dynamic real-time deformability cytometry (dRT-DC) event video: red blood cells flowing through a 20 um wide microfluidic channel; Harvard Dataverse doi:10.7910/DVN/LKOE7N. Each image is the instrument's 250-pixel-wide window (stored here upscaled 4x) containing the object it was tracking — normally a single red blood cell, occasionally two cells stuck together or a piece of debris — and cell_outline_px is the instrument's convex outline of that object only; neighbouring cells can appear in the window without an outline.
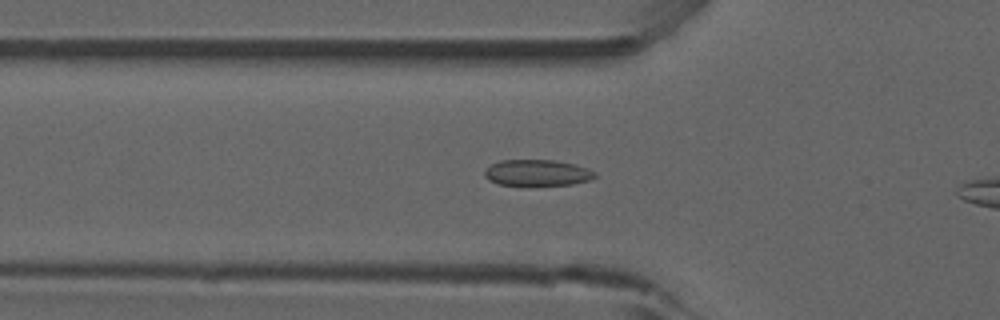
{"species": "common noctule bat (a hibernating species)", "species_latin": "Nyctalus noctula", "temperature_condition": "room temperature", "stored_images_in_passage": 13, "camera_frame_rate_fps": 3000, "um_per_image_px": 0.085, "animal": {"sex": "male", "forearm_length_mm": 52.5}, "frame": {"image": 1, "passage_image": 11, "time_ms": 3.333, "image_size_px": [1000, 320], "cell_outline_px": [[596, 176], [592, 180], [572, 184], [524, 188], [500, 184], [488, 180], [484, 176], [484, 172], [492, 164], [500, 160], [552, 160], [576, 164], [588, 168], [596, 172]], "centroid_in_image_um": [45.68, 14.73], "position_along_channel_um": 80.1, "area_um2": 17.63}}